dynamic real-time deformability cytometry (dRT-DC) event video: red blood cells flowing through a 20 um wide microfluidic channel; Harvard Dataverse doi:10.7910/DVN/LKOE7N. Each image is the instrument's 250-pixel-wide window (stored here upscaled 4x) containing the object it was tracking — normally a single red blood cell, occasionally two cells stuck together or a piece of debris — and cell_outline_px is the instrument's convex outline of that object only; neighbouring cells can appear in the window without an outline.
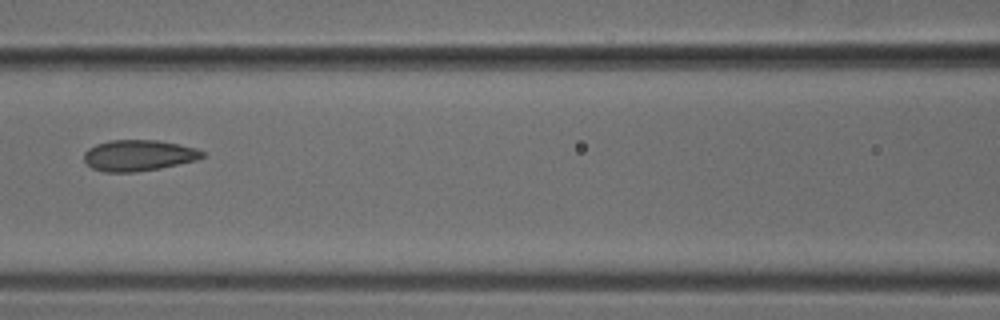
{"species": "common noctule bat (a hibernating species)", "species_latin": "Nyctalus noctula", "temperature_condition": "cold", "stored_images_in_passage": 6, "camera_frame_rate_fps": 3000, "um_per_image_px": 0.085, "animal": {"sex": "male", "body_mass_g": 18.8}, "frame": {"image": 1, "passage_image": 6, "time_ms": 1.667, "image_size_px": [1000, 320], "cell_outline_px": [[208, 156], [196, 160], [160, 168], [136, 172], [104, 172], [92, 168], [84, 160], [84, 152], [88, 148], [96, 144], [108, 140], [156, 140], [180, 144], [196, 148], [204, 152]], "centroid_in_image_um": [11.79, 13.2], "position_along_channel_um": 154.8, "area_um2": 21.56}}